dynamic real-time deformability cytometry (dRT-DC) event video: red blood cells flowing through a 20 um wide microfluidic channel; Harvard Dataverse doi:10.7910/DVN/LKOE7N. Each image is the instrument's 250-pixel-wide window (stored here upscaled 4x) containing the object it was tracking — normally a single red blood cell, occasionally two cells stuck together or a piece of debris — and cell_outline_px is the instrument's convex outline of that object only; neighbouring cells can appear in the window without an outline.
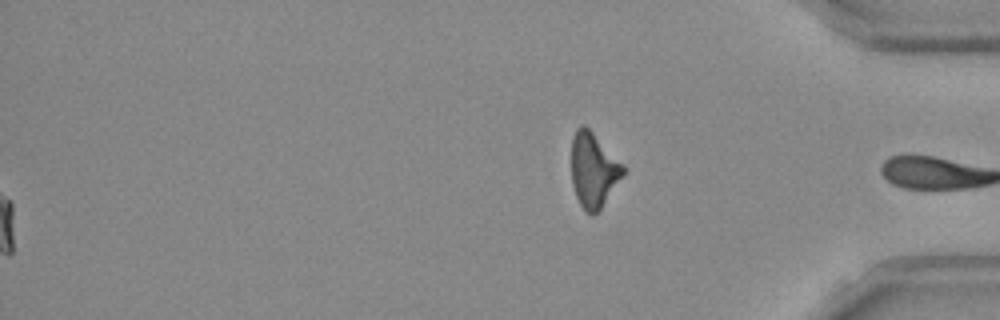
{"species": "Egyptian fruit bat (a non-hibernating species)", "species_latin": "Rousettus aegyptiacus", "temperature_condition": "room temperature", "stored_images_in_passage": 38, "segment_of_instrument_passage": [2, 2], "camera_frame_rate_fps": 3000, "um_per_image_px": 0.085, "frame": {"image": 1, "passage_image": 38, "time_ms": 12.333, "image_size_px": [1000, 320], "cell_outline_px": [[628, 168], [600, 212], [592, 216], [584, 212], [576, 196], [572, 184], [572, 136], [576, 128], [584, 124]], "centroid_in_image_um": [50.47, 14.5], "position_along_channel_um": 384.7, "area_um2": 22.95}}